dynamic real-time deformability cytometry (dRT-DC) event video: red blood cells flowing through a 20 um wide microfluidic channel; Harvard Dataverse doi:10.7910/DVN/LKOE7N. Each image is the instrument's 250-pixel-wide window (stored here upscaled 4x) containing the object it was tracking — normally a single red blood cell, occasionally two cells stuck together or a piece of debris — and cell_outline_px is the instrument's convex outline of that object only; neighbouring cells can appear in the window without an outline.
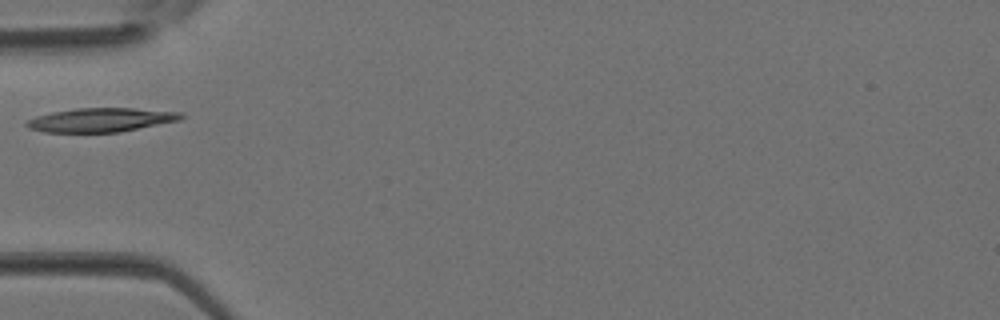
{"species": "Egyptian fruit bat (a non-hibernating species)", "species_latin": "Rousettus aegyptiacus", "temperature_condition": "room temperature", "stored_images_in_passage": 2, "camera_frame_rate_fps": 3000, "um_per_image_px": 0.085, "animal": {"sex": "female"}, "frame": {"image": 1, "passage_image": 2, "time_ms": 0.333, "image_size_px": [1000, 320], "cell_outline_px": [[184, 116], [180, 120], [120, 132], [44, 132], [28, 128], [24, 124], [28, 120], [36, 116], [52, 112], [76, 108], [136, 108], [180, 112]], "centroid_in_image_um": [8.57, 10.19], "position_along_channel_um": 76.4, "area_um2": 21.5}}